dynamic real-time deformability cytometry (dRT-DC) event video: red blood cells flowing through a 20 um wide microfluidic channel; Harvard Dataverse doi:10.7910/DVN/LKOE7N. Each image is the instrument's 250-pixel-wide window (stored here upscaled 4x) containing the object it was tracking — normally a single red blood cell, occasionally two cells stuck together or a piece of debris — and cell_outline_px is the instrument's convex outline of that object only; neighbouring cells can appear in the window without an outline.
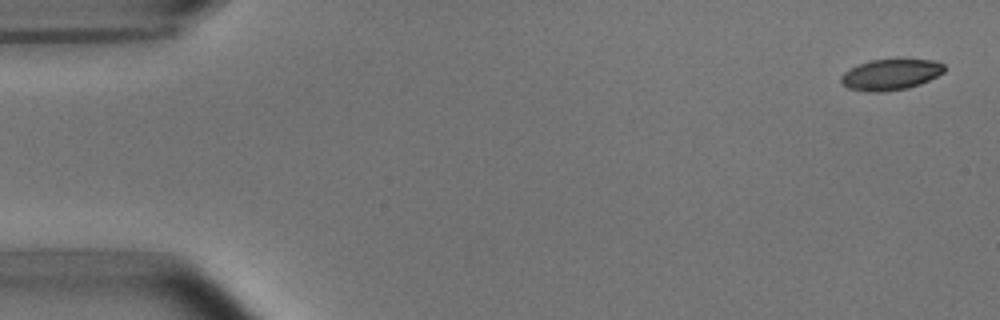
{"species": "common noctule bat (a hibernating species)", "species_latin": "Nyctalus noctula", "temperature_condition": "room temperature", "stored_images_in_passage": 5, "camera_frame_rate_fps": 3000, "um_per_image_px": 0.085, "animal": {"sex": "male", "body_mass_g": 15.6}, "frame": {"image": 1, "passage_image": 1, "time_ms": 0.0, "image_size_px": [1000, 320], "cell_outline_px": [[944, 72], [920, 84], [904, 88], [884, 92], [868, 92], [848, 88], [840, 80], [840, 76], [844, 72], [868, 60], [932, 60], [944, 64]], "centroid_in_image_um": [75.68, 6.34], "position_along_channel_um": 9.3, "area_um2": 18.26}}